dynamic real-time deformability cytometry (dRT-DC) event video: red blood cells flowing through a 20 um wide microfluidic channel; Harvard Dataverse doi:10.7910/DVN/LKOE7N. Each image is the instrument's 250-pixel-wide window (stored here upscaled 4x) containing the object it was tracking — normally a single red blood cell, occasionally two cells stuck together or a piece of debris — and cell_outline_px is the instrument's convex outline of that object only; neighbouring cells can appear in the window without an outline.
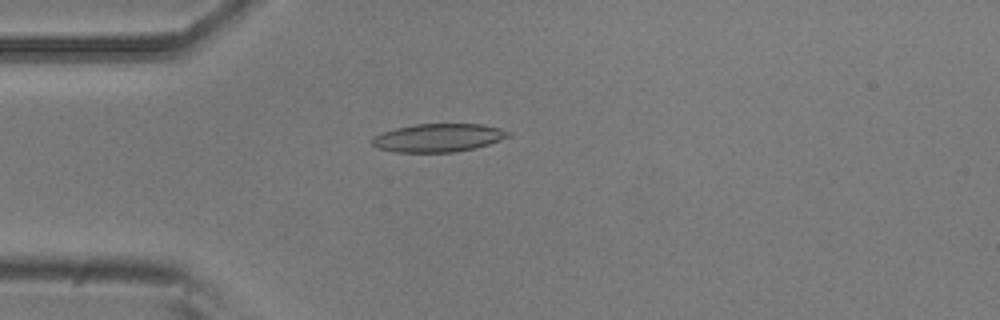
{"species": "common noctule bat (a hibernating species)", "species_latin": "Nyctalus noctula", "temperature_condition": "room temperature", "stored_images_in_passage": 5, "camera_frame_rate_fps": 3000, "um_per_image_px": 0.085, "animal": {"sex": "male", "body_mass_g": 20.5, "forearm_length_mm": 52.5}, "frame": {"image": 1, "passage_image": 5, "time_ms": 1.333, "image_size_px": [1000, 320], "cell_outline_px": [[512, 136], [476, 148], [456, 152], [396, 152], [376, 148], [372, 144], [372, 136], [396, 128], [416, 124], [484, 124], [500, 128], [512, 132]], "centroid_in_image_um": [37.29, 11.71], "position_along_channel_um": 47.7, "area_um2": 22.54}}